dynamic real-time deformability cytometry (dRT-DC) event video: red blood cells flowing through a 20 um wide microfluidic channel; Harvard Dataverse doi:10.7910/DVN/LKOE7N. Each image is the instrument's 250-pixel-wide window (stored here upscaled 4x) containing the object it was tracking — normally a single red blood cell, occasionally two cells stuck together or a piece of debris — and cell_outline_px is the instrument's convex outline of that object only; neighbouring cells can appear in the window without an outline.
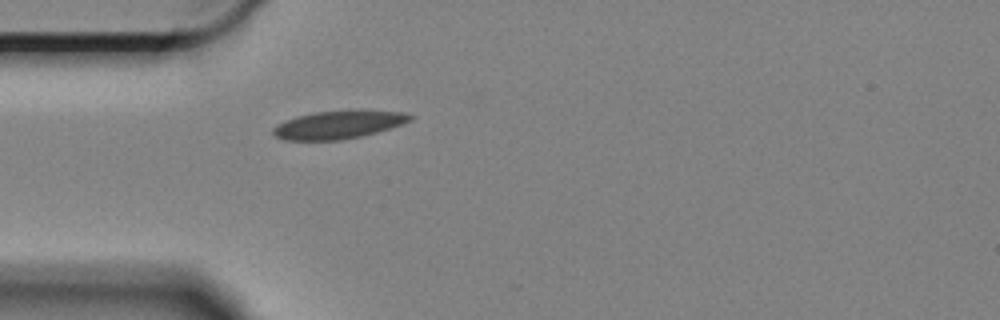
{"species": "Egyptian fruit bat (a non-hibernating species)", "species_latin": "Rousettus aegyptiacus", "temperature_condition": "cold", "stored_images_in_passage": 45, "camera_frame_rate_fps": 3000, "um_per_image_px": 0.085, "animal": {"sex": "female"}, "frame": {"image": 1, "passage_image": 1, "time_ms": 0.0, "image_size_px": [1000, 320], "cell_outline_px": [[416, 116], [412, 120], [404, 124], [376, 132], [344, 140], [284, 140], [276, 136], [272, 132], [272, 128], [276, 124], [296, 116], [312, 112], [356, 108], [360, 108], [408, 112]], "centroid_in_image_um": [28.86, 10.55], "position_along_channel_um": 56.1, "area_um2": 23.35}}
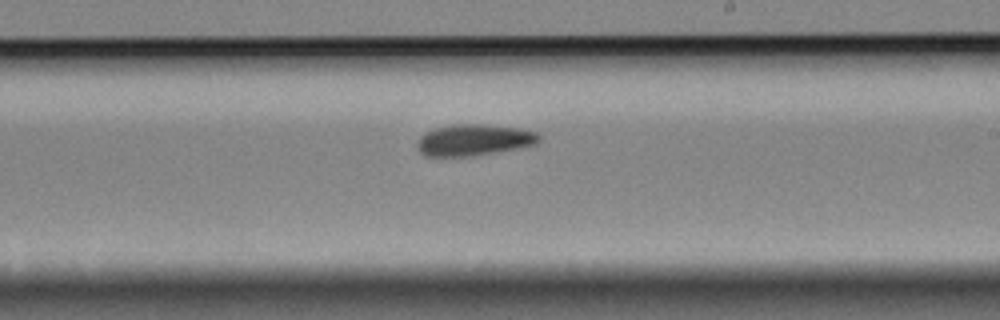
{"frame": {"image": 2, "passage_image": 19, "time_ms": 6.0, "image_size_px": [1000, 320], "cell_outline_px": [[540, 140], [536, 144], [472, 156], [424, 156], [416, 148], [416, 140], [424, 132], [436, 128], [452, 124], [480, 124], [520, 128], [536, 132], [540, 136]], "centroid_in_image_um": [40.22, 11.89], "position_along_channel_um": 248.8, "area_um2": 22.25}}
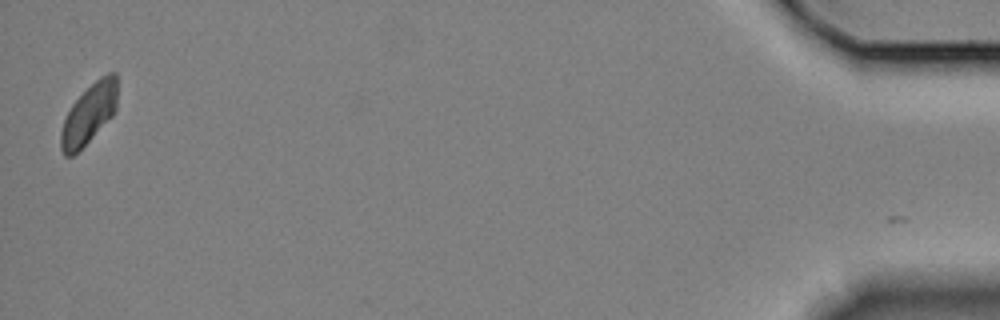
{"frame": {"image": 3, "passage_image": 44, "time_ms": 14.333, "image_size_px": [1000, 320], "cell_outline_px": [[116, 108], [112, 116], [72, 156], [64, 156], [60, 148], [60, 132], [64, 120], [72, 104], [100, 76], [108, 72], [116, 72]], "centroid_in_image_um": [7.54, 9.67], "position_along_channel_um": 427.7, "area_um2": 19.19}, "authors_computed_cell_mechanics": {"area_um2": 21.7328, "velocity_mm_per_s": 3.2564, "shape_relaxation_time_tau1_ms": 9.856, "shape_relaxation_time_tau2_ms": null, "deformation_change_tau1": 0.1188, "deformation_change_tau2": null}}